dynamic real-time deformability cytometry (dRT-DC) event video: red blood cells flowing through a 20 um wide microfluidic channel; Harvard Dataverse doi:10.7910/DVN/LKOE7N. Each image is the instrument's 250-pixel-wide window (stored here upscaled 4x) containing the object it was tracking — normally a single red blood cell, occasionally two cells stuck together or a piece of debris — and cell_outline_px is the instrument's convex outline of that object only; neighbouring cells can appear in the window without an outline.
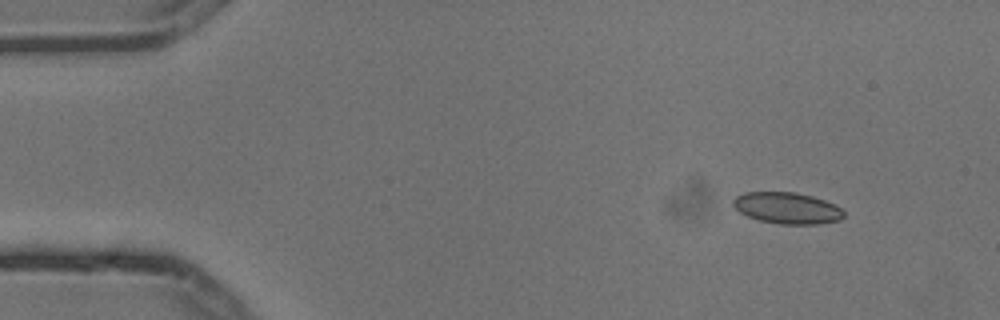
{"species": "common noctule bat (a hibernating species)", "species_latin": "Nyctalus noctula", "temperature_condition": "cold", "stored_images_in_passage": 5, "camera_frame_rate_fps": 3000, "um_per_image_px": 0.085, "animal": {"sex": "male", "body_mass_g": 13.3}, "frame": {"image": 1, "passage_image": 2, "time_ms": 0.333, "image_size_px": [1000, 320], "cell_outline_px": [[844, 216], [840, 220], [816, 224], [780, 224], [760, 220], [748, 216], [740, 212], [732, 204], [732, 200], [736, 196], [744, 192], [796, 192], [812, 196], [836, 204], [844, 212]], "centroid_in_image_um": [66.91, 17.68], "position_along_channel_um": 18.1, "area_um2": 20.23}}
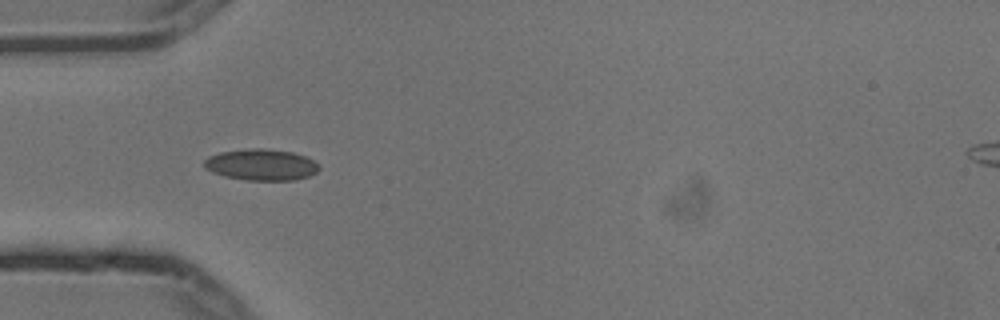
{"frame": {"image": 2, "passage_image": 5, "time_ms": 1.333, "image_size_px": [1000, 320], "cell_outline_px": [[320, 168], [316, 172], [308, 176], [292, 180], [248, 180], [224, 176], [212, 172], [204, 168], [204, 160], [208, 156], [220, 152], [252, 148], [264, 148], [292, 152], [304, 156], [320, 164]], "centroid_in_image_um": [22.19, 14.0], "position_along_channel_um": 62.8, "area_um2": 20.92}}